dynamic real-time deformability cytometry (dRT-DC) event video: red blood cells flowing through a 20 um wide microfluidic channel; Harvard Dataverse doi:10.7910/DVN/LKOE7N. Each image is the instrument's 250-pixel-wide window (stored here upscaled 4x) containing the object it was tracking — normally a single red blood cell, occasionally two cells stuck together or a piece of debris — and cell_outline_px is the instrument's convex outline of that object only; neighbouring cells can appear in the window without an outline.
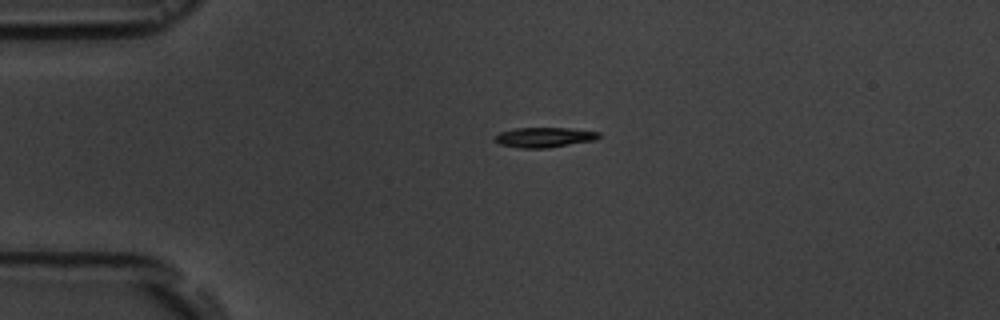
{"species": "common noctule bat (a hibernating species)", "species_latin": "Nyctalus noctula", "temperature_condition": "room temperature", "stored_images_in_passage": 3, "camera_frame_rate_fps": 3000, "um_per_image_px": 0.085, "animal": {"sex": "male", "body_mass_g": 19.5, "forearm_length_mm": 54.6}, "frame": {"image": 1, "passage_image": 1, "time_ms": 0.0, "image_size_px": [1000, 320], "cell_outline_px": [[600, 136], [596, 140], [548, 148], [520, 148], [500, 144], [492, 140], [500, 132], [516, 128], [568, 128], [600, 132]], "centroid_in_image_um": [46.27, 11.67], "position_along_channel_um": 38.7, "area_um2": 12.14}}